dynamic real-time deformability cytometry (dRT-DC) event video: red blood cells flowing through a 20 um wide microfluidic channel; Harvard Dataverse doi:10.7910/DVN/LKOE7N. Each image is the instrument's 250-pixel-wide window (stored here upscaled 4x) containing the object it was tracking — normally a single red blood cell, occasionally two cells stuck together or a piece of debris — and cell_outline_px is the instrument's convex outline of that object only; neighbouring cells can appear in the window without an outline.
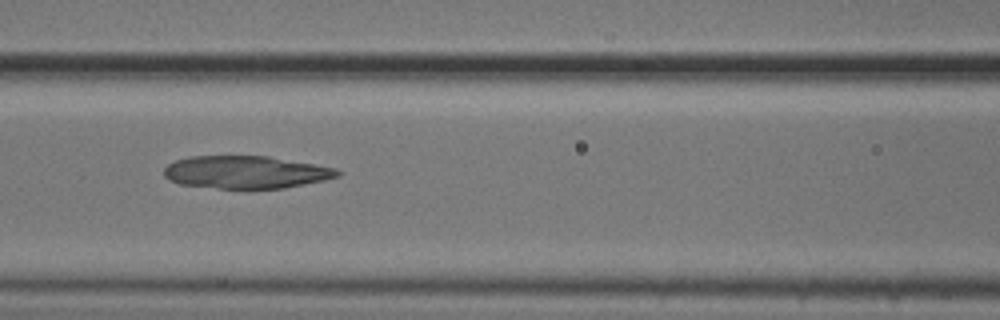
{"species": "common noctule bat (a hibernating species)", "species_latin": "Nyctalus noctula", "temperature_condition": "cold", "stored_images_in_passage": 38, "camera_frame_rate_fps": 3000, "um_per_image_px": 0.085, "animal": {"sex": "male", "body_mass_g": 20.5, "forearm_length_mm": 52.5}, "frame": {"image": 1, "passage_image": 7, "time_ms": 2.0, "image_size_px": [1000, 320], "cell_outline_px": [[340, 176], [324, 180], [284, 188], [216, 188], [180, 184], [168, 180], [164, 176], [164, 168], [168, 164], [176, 160], [192, 156], [268, 156], [336, 168], [340, 172]], "centroid_in_image_um": [20.88, 14.63], "position_along_channel_um": 145.7, "area_um2": 32.83}}
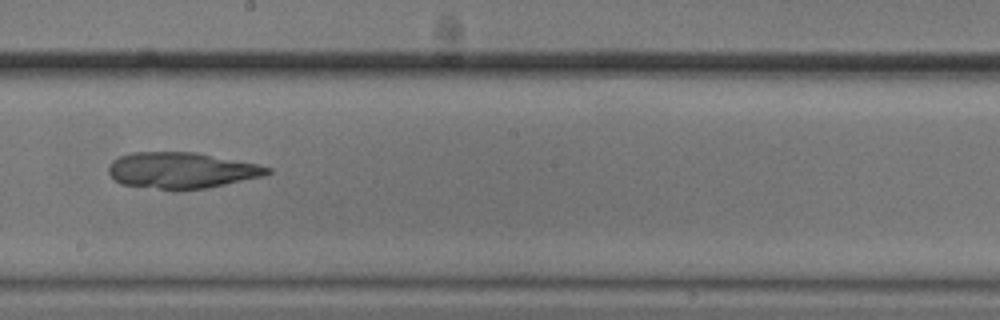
{"frame": {"image": 2, "passage_image": 14, "time_ms": 4.333, "image_size_px": [1000, 320], "cell_outline_px": [[272, 172], [264, 176], [204, 188], [180, 192], [172, 192], [120, 184], [108, 172], [108, 168], [112, 160], [120, 156], [132, 152], [196, 152], [256, 164], [272, 168]], "centroid_in_image_um": [15.39, 14.51], "position_along_channel_um": 232.8, "area_um2": 33.87}}
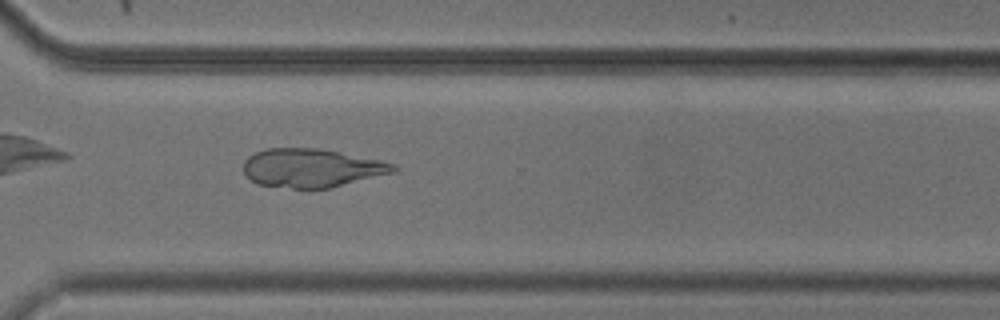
{"frame": {"image": 3, "passage_image": 23, "time_ms": 7.333, "image_size_px": [1000, 320], "cell_outline_px": [[400, 168], [396, 172], [328, 188], [292, 188], [256, 184], [244, 172], [244, 160], [248, 156], [256, 152], [268, 148], [320, 148], [380, 160], [396, 164]], "centroid_in_image_um": [26.52, 14.27], "position_along_channel_um": 344.1, "area_um2": 33.7}}